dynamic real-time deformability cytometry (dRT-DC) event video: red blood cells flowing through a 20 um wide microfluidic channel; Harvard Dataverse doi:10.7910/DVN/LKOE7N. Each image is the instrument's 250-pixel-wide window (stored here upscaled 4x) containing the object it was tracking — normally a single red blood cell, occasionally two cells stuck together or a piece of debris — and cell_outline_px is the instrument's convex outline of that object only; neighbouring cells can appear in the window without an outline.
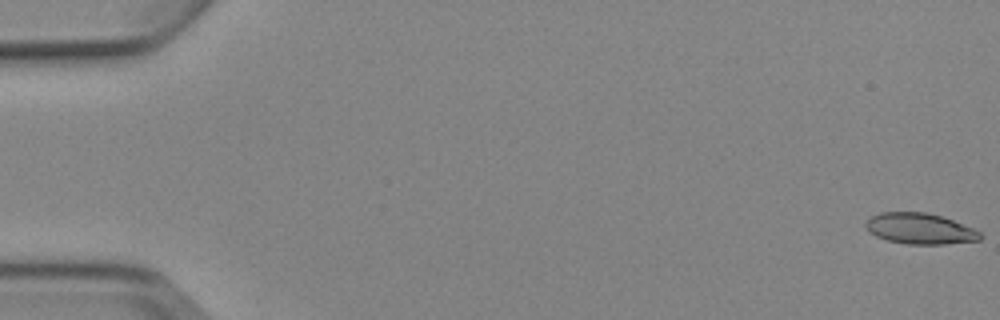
{"species": "Egyptian fruit bat (a non-hibernating species)", "species_latin": "Rousettus aegyptiacus", "temperature_condition": "cold", "stored_images_in_passage": 5, "camera_frame_rate_fps": 3000, "um_per_image_px": 0.085, "animal": {"sex": "female"}, "frame": {"image": 1, "passage_image": 1, "time_ms": 0.0, "image_size_px": [1000, 320], "cell_outline_px": [[984, 236], [980, 240], [944, 244], [908, 244], [888, 240], [876, 236], [864, 224], [872, 216], [880, 212], [928, 212], [952, 220], [972, 228], [980, 232]], "centroid_in_image_um": [78.22, 19.43], "position_along_channel_um": 6.8, "area_um2": 20.35}}